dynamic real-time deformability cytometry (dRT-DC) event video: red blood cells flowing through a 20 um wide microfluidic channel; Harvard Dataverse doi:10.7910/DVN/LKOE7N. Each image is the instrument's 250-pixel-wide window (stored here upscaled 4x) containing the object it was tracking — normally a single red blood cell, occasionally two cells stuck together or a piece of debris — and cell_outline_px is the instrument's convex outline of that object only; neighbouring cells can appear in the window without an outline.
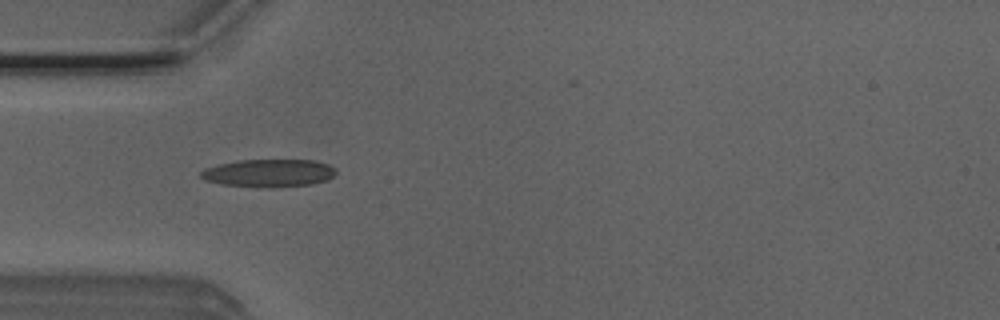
{"species": "Egyptian fruit bat (a non-hibernating species)", "species_latin": "Rousettus aegyptiacus", "temperature_condition": "room temperature", "stored_images_in_passage": 6, "camera_frame_rate_fps": 3000, "um_per_image_px": 0.085, "animal": {"sex": "male"}, "frame": {"image": 1, "passage_image": 3, "time_ms": 0.667, "image_size_px": [1000, 320], "cell_outline_px": [[336, 172], [328, 180], [312, 184], [272, 188], [260, 188], [220, 184], [204, 180], [200, 176], [200, 172], [204, 168], [220, 164], [240, 160], [316, 160], [328, 164], [336, 168]], "centroid_in_image_um": [22.85, 14.72], "position_along_channel_um": 62.2, "area_um2": 22.2}}